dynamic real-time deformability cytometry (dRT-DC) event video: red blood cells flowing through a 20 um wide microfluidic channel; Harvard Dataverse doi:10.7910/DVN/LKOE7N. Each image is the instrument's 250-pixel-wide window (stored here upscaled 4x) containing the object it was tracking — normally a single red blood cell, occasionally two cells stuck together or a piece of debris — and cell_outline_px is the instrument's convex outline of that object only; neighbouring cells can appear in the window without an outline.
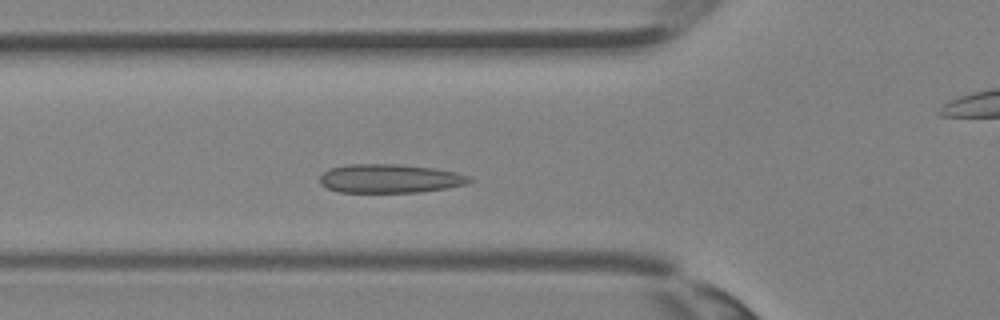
{"species": "Egyptian fruit bat (a non-hibernating species)", "species_latin": "Rousettus aegyptiacus", "temperature_condition": "room temperature", "stored_images_in_passage": 33, "camera_frame_rate_fps": 3000, "um_per_image_px": 0.085, "animal": {"sex": "female"}, "frame": {"image": 1, "passage_image": 9, "time_ms": 2.667, "image_size_px": [1000, 320], "cell_outline_px": [[472, 180], [464, 184], [444, 188], [420, 192], [340, 192], [328, 188], [320, 184], [320, 176], [324, 172], [332, 168], [348, 164], [396, 164], [432, 168], [456, 172], [468, 176]], "centroid_in_image_um": [33.1, 15.17], "position_along_channel_um": 92.7, "area_um2": 24.74}}
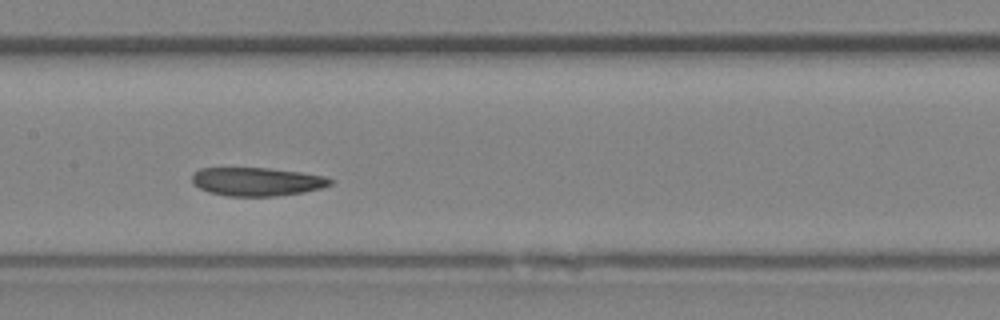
{"frame": {"image": 2, "passage_image": 14, "time_ms": 4.333, "image_size_px": [1000, 320], "cell_outline_px": [[336, 180], [332, 184], [320, 188], [304, 192], [276, 196], [228, 196], [208, 192], [200, 188], [192, 180], [192, 176], [200, 168], [268, 168], [300, 172], [324, 176]], "centroid_in_image_um": [21.88, 15.44], "position_along_channel_um": 185.5, "area_um2": 22.83}}
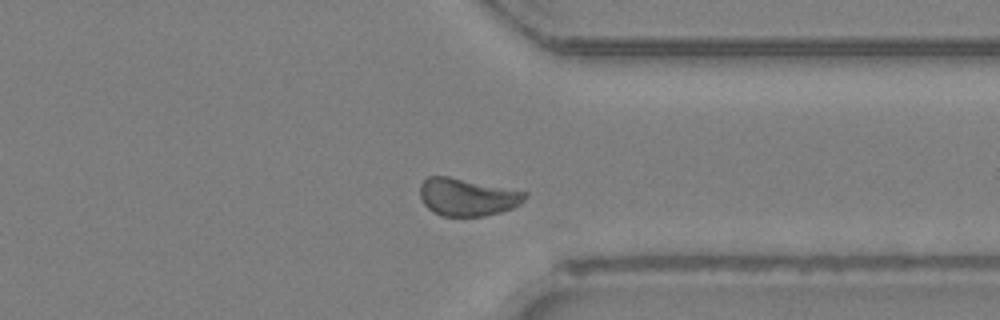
{"frame": {"image": 3, "passage_image": 24, "time_ms": 7.667, "image_size_px": [1000, 320], "cell_outline_px": [[528, 196], [520, 204], [512, 208], [500, 212], [484, 216], [440, 216], [432, 212], [424, 204], [420, 196], [420, 184], [428, 176], [448, 176], [528, 192]], "centroid_in_image_um": [39.71, 16.75], "position_along_channel_um": 371.7, "area_um2": 23.06}}